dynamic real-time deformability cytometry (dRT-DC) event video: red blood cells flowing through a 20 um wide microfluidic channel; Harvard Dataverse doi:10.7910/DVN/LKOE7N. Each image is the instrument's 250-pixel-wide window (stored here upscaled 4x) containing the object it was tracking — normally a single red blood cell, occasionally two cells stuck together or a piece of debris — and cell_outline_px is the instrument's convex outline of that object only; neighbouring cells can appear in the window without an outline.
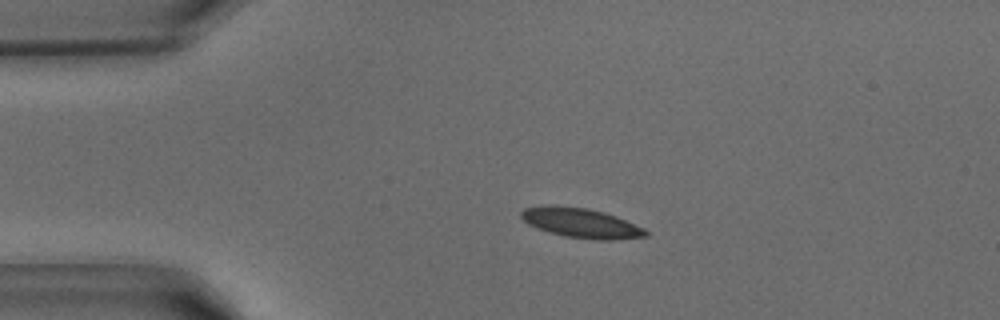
{"species": "common noctule bat (a hibernating species)", "species_latin": "Nyctalus noctula", "temperature_condition": "warm", "stored_images_in_passage": 41, "camera_frame_rate_fps": 3000, "um_per_image_px": 0.085, "animal": {"sex": "male", "body_mass_g": 15.6}, "frame": {"image": 1, "passage_image": 8, "time_ms": 2.333, "image_size_px": [1000, 320], "cell_outline_px": [[648, 236], [608, 240], [600, 240], [564, 236], [548, 232], [536, 228], [528, 224], [520, 216], [520, 212], [524, 208], [548, 204], [552, 204], [588, 208], [604, 212], [616, 216], [644, 228], [648, 232]], "centroid_in_image_um": [49.35, 18.93], "position_along_channel_um": 35.7, "area_um2": 21.68}}
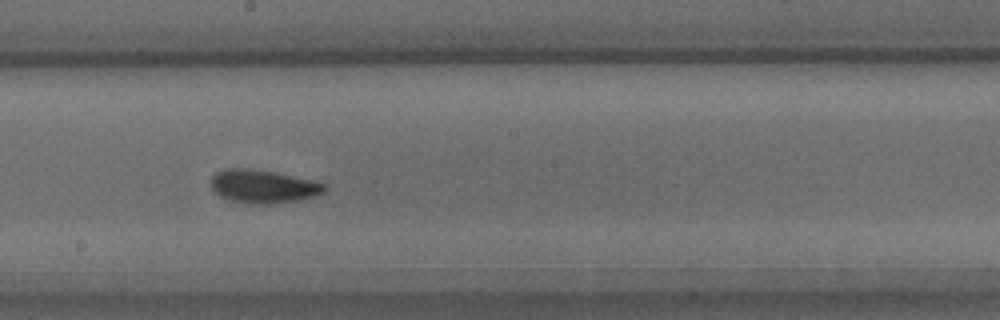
{"frame": {"image": 2, "passage_image": 22, "time_ms": 7.0, "image_size_px": [1000, 320], "cell_outline_px": [[324, 192], [316, 196], [300, 200], [272, 204], [256, 204], [232, 200], [220, 196], [212, 188], [212, 176], [216, 172], [228, 168], [248, 168], [272, 172], [312, 180], [324, 184]], "centroid_in_image_um": [22.37, 15.85], "position_along_channel_um": 225.8, "area_um2": 21.68}}
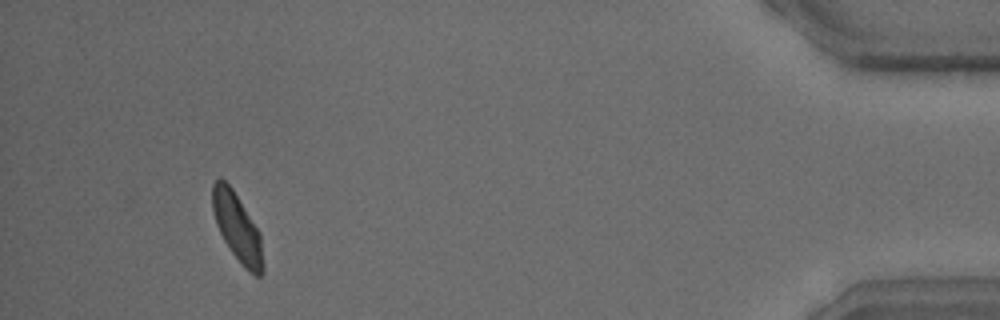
{"frame": {"image": 3, "passage_image": 38, "time_ms": 12.333, "image_size_px": [1000, 320], "cell_outline_px": [[264, 272], [260, 276], [256, 276], [248, 272], [240, 264], [224, 240], [216, 224], [212, 208], [212, 184], [220, 176], [232, 188], [260, 232], [264, 264]], "centroid_in_image_um": [20.18, 19.36], "position_along_channel_um": 415.0, "area_um2": 20.17}}